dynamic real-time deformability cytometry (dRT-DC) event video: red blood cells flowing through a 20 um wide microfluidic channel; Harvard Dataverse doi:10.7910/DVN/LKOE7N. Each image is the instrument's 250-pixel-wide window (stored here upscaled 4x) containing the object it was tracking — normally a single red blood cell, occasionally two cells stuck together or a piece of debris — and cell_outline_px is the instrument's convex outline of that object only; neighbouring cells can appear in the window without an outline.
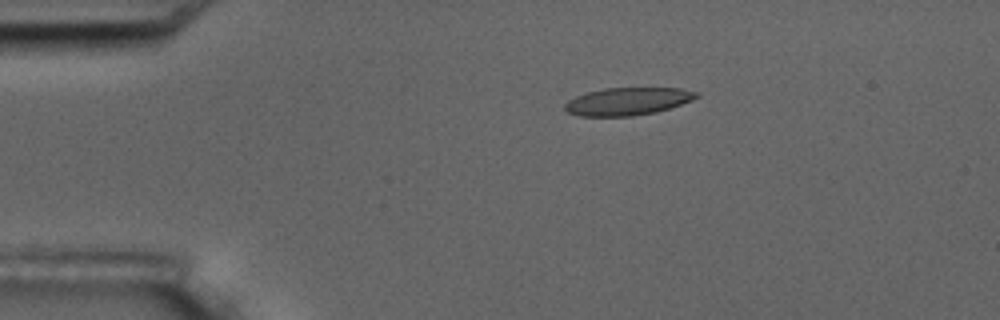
{"species": "common noctule bat (a hibernating species)", "species_latin": "Nyctalus noctula", "temperature_condition": "room temperature", "stored_images_in_passage": 4, "camera_frame_rate_fps": 3000, "um_per_image_px": 0.085, "animal": {"sex": "male", "body_mass_g": 17.5, "forearm_length_mm": 52.3}, "frame": {"image": 1, "passage_image": 3, "time_ms": 3.333, "image_size_px": [1000, 320], "cell_outline_px": [[700, 96], [692, 100], [656, 112], [632, 116], [580, 116], [568, 112], [564, 108], [564, 104], [568, 100], [576, 96], [588, 92], [604, 88], [680, 88], [700, 92]], "centroid_in_image_um": [53.36, 8.61], "position_along_channel_um": 31.6, "area_um2": 21.15}}